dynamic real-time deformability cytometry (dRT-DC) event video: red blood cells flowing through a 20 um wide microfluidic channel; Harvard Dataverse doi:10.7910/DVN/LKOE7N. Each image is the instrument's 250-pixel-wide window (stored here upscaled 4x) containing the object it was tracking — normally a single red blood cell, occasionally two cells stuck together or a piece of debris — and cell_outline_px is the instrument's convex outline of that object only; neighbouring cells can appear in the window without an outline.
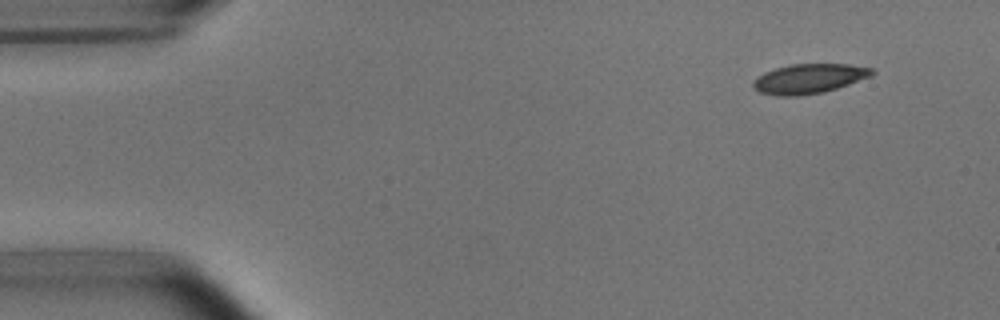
{"species": "common noctule bat (a hibernating species)", "species_latin": "Nyctalus noctula", "temperature_condition": "room temperature", "stored_images_in_passage": 4, "camera_frame_rate_fps": 3000, "um_per_image_px": 0.085, "animal": {"sex": "male", "body_mass_g": 15.6}, "frame": {"image": 1, "passage_image": 2, "time_ms": 1.0, "image_size_px": [1000, 320], "cell_outline_px": [[876, 72], [872, 76], [824, 92], [796, 96], [776, 96], [760, 92], [752, 84], [752, 80], [756, 76], [764, 72], [776, 68], [792, 64], [848, 64], [872, 68]], "centroid_in_image_um": [68.75, 6.68], "position_along_channel_um": 16.2, "area_um2": 20.52}}
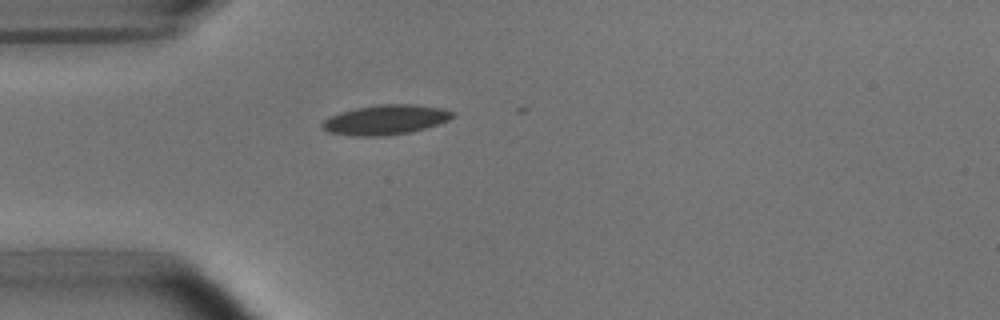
{"frame": {"image": 2, "passage_image": 4, "time_ms": 4.333, "image_size_px": [1000, 320], "cell_outline_px": [[456, 112], [448, 120], [424, 128], [408, 132], [384, 136], [356, 136], [328, 132], [320, 124], [324, 120], [340, 112], [356, 108], [380, 104], [412, 104], [440, 108]], "centroid_in_image_um": [32.75, 10.18], "position_along_channel_um": 52.3, "area_um2": 22.25}}